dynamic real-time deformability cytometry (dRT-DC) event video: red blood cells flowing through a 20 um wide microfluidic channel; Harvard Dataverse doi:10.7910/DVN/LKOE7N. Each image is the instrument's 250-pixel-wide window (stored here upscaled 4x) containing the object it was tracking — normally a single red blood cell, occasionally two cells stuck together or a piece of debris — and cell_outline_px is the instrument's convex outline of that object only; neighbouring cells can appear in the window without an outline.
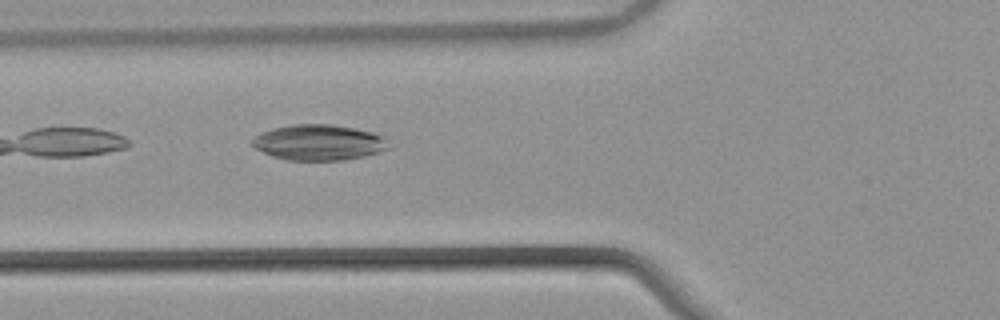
{"species": "common noctule bat (a hibernating species)", "species_latin": "Nyctalus noctula", "temperature_condition": "warm", "stored_images_in_passage": 33, "camera_frame_rate_fps": 3000, "um_per_image_px": 0.085, "animal": {"sex": "male", "body_mass_g": 21.5, "forearm_length_mm": 52.0}, "frame": {"image": 1, "passage_image": 5, "time_ms": 1.333, "image_size_px": [1000, 320], "cell_outline_px": [[392, 148], [364, 156], [344, 160], [288, 160], [272, 156], [256, 148], [248, 140], [272, 128], [292, 124], [332, 124], [356, 128], [372, 132], [384, 136], [388, 140]], "centroid_in_image_um": [27.14, 12.1], "position_along_channel_um": 98.7, "area_um2": 28.55}}
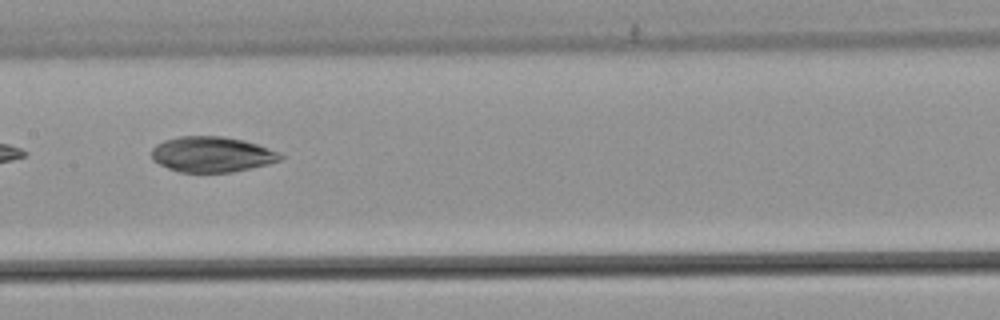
{"frame": {"image": 2, "passage_image": 12, "time_ms": 3.667, "image_size_px": [1000, 320], "cell_outline_px": [[284, 156], [280, 160], [268, 164], [232, 172], [180, 172], [168, 168], [152, 160], [152, 148], [156, 144], [164, 140], [180, 136], [224, 136], [244, 140], [280, 152]], "centroid_in_image_um": [18.01, 13.11], "position_along_channel_um": 189.4, "area_um2": 26.65}}
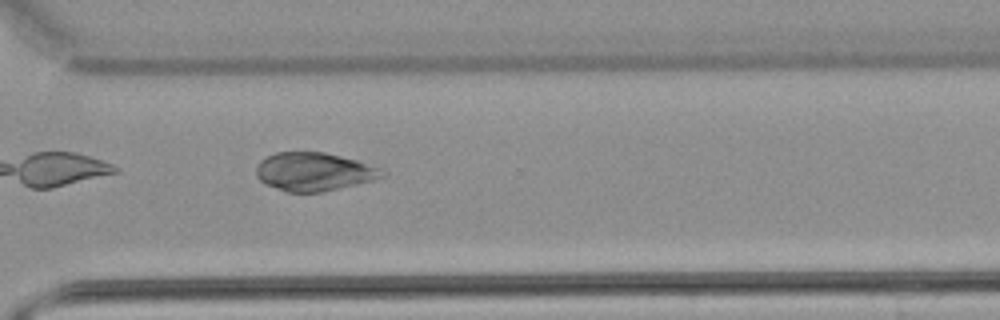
{"frame": {"image": 3, "passage_image": 24, "time_ms": 7.667, "image_size_px": [1000, 320], "cell_outline_px": [[384, 176], [372, 180], [356, 184], [320, 192], [288, 192], [264, 184], [256, 176], [256, 168], [260, 160], [276, 152], [324, 152], [356, 160], [380, 168]], "centroid_in_image_um": [26.63, 14.59], "position_along_channel_um": 344.0, "area_um2": 27.8}, "authors_computed_cell_mechanics": {"area_um2": 27.8596, "velocity_mm_per_s": 3.8707, "shape_relaxation_time_tau1_ms": null, "shape_relaxation_time_tau2_ms": 8.8974, "deformation_change_tau1": null, "deformation_change_tau2": 0.1062}}